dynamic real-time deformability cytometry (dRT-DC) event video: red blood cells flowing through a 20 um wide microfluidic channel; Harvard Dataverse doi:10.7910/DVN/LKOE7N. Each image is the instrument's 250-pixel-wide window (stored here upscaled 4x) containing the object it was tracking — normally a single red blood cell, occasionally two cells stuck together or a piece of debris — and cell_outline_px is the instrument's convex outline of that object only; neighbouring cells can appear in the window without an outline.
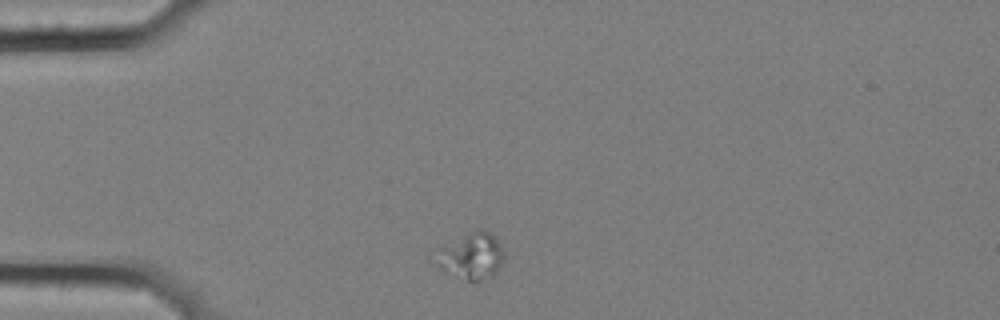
{"species": "common noctule bat (a hibernating species)", "species_latin": "Nyctalus noctula", "temperature_condition": "cold", "stored_images_in_passage": 2, "camera_frame_rate_fps": 3000, "um_per_image_px": 0.085, "animal": {"sex": "female", "body_mass_g": 25.1}, "frame": {"image": 1, "passage_image": 1, "time_ms": 0.0, "image_size_px": [1000, 320], "cell_outline_px": [[504, 260], [496, 272], [492, 276], [476, 280], [468, 280], [440, 268], [428, 256], [436, 248], [480, 228], [496, 236], [504, 248]], "centroid_in_image_um": [40.02, 21.72], "position_along_channel_um": 45.0, "area_um2": 18.73}}